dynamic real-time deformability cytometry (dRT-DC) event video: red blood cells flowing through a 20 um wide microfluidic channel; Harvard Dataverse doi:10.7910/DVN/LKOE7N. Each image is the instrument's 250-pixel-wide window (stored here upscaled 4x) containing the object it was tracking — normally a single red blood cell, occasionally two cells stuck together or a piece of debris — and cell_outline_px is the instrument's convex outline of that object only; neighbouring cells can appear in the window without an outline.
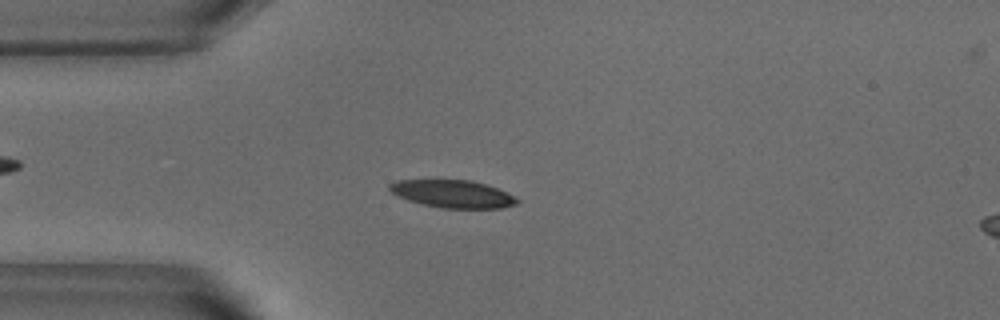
{"species": "common noctule bat (a hibernating species)", "species_latin": "Nyctalus noctula", "temperature_condition": "warm", "stored_images_in_passage": 51, "camera_frame_rate_fps": 3000, "um_per_image_px": 0.085, "animal": {"sex": "male", "body_mass_g": 18.8}, "frame": {"image": 1, "passage_image": 12, "time_ms": 3.667, "image_size_px": [1000, 320], "cell_outline_px": [[520, 200], [516, 204], [500, 208], [444, 208], [424, 204], [408, 200], [392, 192], [388, 188], [388, 184], [396, 180], [472, 180], [496, 188]], "centroid_in_image_um": [38.45, 16.47], "position_along_channel_um": 46.5, "area_um2": 20.17}}
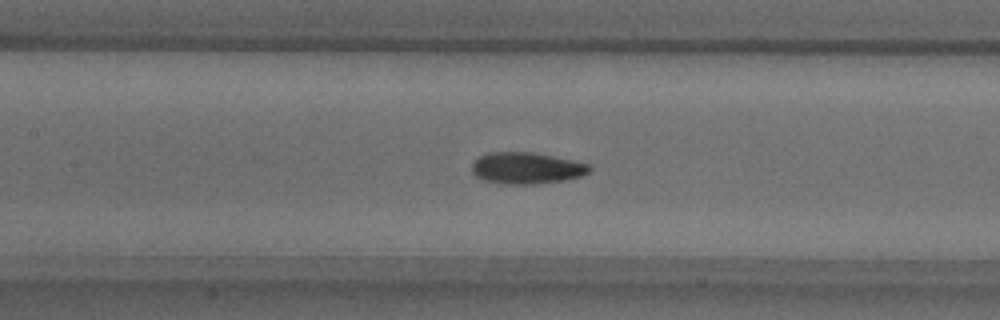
{"frame": {"image": 2, "passage_image": 22, "time_ms": 7.0, "image_size_px": [1000, 320], "cell_outline_px": [[592, 168], [588, 172], [580, 176], [564, 180], [536, 184], [504, 184], [480, 180], [472, 172], [472, 164], [480, 156], [488, 152], [532, 152], [592, 164]], "centroid_in_image_um": [44.74, 14.29], "position_along_channel_um": 162.7, "area_um2": 21.68}}
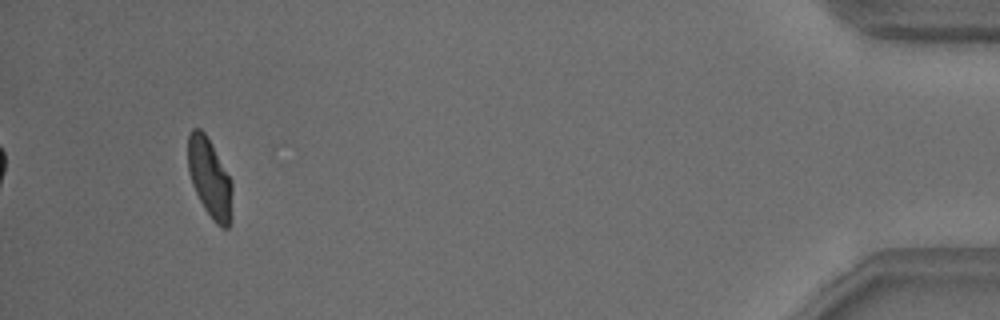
{"frame": {"image": 3, "passage_image": 48, "time_ms": 15.667, "image_size_px": [1000, 320], "cell_outline_px": [[232, 220], [228, 228], [224, 228], [216, 224], [212, 220], [204, 208], [192, 184], [188, 172], [188, 132], [192, 128], [200, 128], [204, 132], [212, 144], [232, 180]], "centroid_in_image_um": [17.84, 15.15], "position_along_channel_um": 417.4, "area_um2": 20.75}, "authors_computed_cell_mechanics": {"area_um2": 20.9236, "velocity_mm_per_s": 3.8106, "shape_relaxation_time_tau1_ms": 3.469, "shape_relaxation_time_tau2_ms": 1.7702, "deformation_change_tau1": 0.1479, "deformation_change_tau2": 0.0714}}